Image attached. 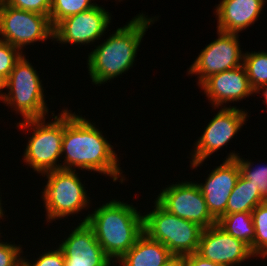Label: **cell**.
<instances>
[{"label": "cell", "instance_id": "10", "mask_svg": "<svg viewBox=\"0 0 267 266\" xmlns=\"http://www.w3.org/2000/svg\"><path fill=\"white\" fill-rule=\"evenodd\" d=\"M157 196L156 201L179 218L196 223L203 229L217 224L197 182H176L162 189Z\"/></svg>", "mask_w": 267, "mask_h": 266}, {"label": "cell", "instance_id": "23", "mask_svg": "<svg viewBox=\"0 0 267 266\" xmlns=\"http://www.w3.org/2000/svg\"><path fill=\"white\" fill-rule=\"evenodd\" d=\"M251 214L255 229L253 254L267 258V201L259 204Z\"/></svg>", "mask_w": 267, "mask_h": 266}, {"label": "cell", "instance_id": "19", "mask_svg": "<svg viewBox=\"0 0 267 266\" xmlns=\"http://www.w3.org/2000/svg\"><path fill=\"white\" fill-rule=\"evenodd\" d=\"M266 202L258 190L241 175L233 188L226 206V214L252 212Z\"/></svg>", "mask_w": 267, "mask_h": 266}, {"label": "cell", "instance_id": "12", "mask_svg": "<svg viewBox=\"0 0 267 266\" xmlns=\"http://www.w3.org/2000/svg\"><path fill=\"white\" fill-rule=\"evenodd\" d=\"M111 14L102 6L69 16L61 20L53 32V40L61 44L88 45L105 36L111 23Z\"/></svg>", "mask_w": 267, "mask_h": 266}, {"label": "cell", "instance_id": "32", "mask_svg": "<svg viewBox=\"0 0 267 266\" xmlns=\"http://www.w3.org/2000/svg\"><path fill=\"white\" fill-rule=\"evenodd\" d=\"M4 83H5V81L2 78H0V100L1 101H2L3 96H4V92H2L3 89H5L4 88Z\"/></svg>", "mask_w": 267, "mask_h": 266}, {"label": "cell", "instance_id": "31", "mask_svg": "<svg viewBox=\"0 0 267 266\" xmlns=\"http://www.w3.org/2000/svg\"><path fill=\"white\" fill-rule=\"evenodd\" d=\"M254 92H255L256 94H259L260 92H262V96H264V101H263V103H265L266 106H267V84L260 85L258 88H256V89L254 90Z\"/></svg>", "mask_w": 267, "mask_h": 266}, {"label": "cell", "instance_id": "3", "mask_svg": "<svg viewBox=\"0 0 267 266\" xmlns=\"http://www.w3.org/2000/svg\"><path fill=\"white\" fill-rule=\"evenodd\" d=\"M81 222H86L106 255L117 263L144 233L143 215L127 202L112 199L99 205Z\"/></svg>", "mask_w": 267, "mask_h": 266}, {"label": "cell", "instance_id": "22", "mask_svg": "<svg viewBox=\"0 0 267 266\" xmlns=\"http://www.w3.org/2000/svg\"><path fill=\"white\" fill-rule=\"evenodd\" d=\"M94 0H52L49 20L54 28L61 20L90 10L98 4Z\"/></svg>", "mask_w": 267, "mask_h": 266}, {"label": "cell", "instance_id": "13", "mask_svg": "<svg viewBox=\"0 0 267 266\" xmlns=\"http://www.w3.org/2000/svg\"><path fill=\"white\" fill-rule=\"evenodd\" d=\"M196 253L223 266H238L256 257L249 245L226 233L217 224L203 229Z\"/></svg>", "mask_w": 267, "mask_h": 266}, {"label": "cell", "instance_id": "16", "mask_svg": "<svg viewBox=\"0 0 267 266\" xmlns=\"http://www.w3.org/2000/svg\"><path fill=\"white\" fill-rule=\"evenodd\" d=\"M199 87L204 91L214 109L225 107L223 104L229 102L241 101L255 93L243 65L213 74L206 78Z\"/></svg>", "mask_w": 267, "mask_h": 266}, {"label": "cell", "instance_id": "24", "mask_svg": "<svg viewBox=\"0 0 267 266\" xmlns=\"http://www.w3.org/2000/svg\"><path fill=\"white\" fill-rule=\"evenodd\" d=\"M235 159L239 164L240 175L248 180V182L251 183L267 201V163L266 165L260 164L257 166L254 165L251 160H245L240 155Z\"/></svg>", "mask_w": 267, "mask_h": 266}, {"label": "cell", "instance_id": "33", "mask_svg": "<svg viewBox=\"0 0 267 266\" xmlns=\"http://www.w3.org/2000/svg\"><path fill=\"white\" fill-rule=\"evenodd\" d=\"M1 196V195H0ZM2 200H1V197H0V218L2 219V217L4 216V209H3V207H2Z\"/></svg>", "mask_w": 267, "mask_h": 266}, {"label": "cell", "instance_id": "7", "mask_svg": "<svg viewBox=\"0 0 267 266\" xmlns=\"http://www.w3.org/2000/svg\"><path fill=\"white\" fill-rule=\"evenodd\" d=\"M41 175L48 179L41 196L47 223L89 208L90 197L76 171L59 169Z\"/></svg>", "mask_w": 267, "mask_h": 266}, {"label": "cell", "instance_id": "15", "mask_svg": "<svg viewBox=\"0 0 267 266\" xmlns=\"http://www.w3.org/2000/svg\"><path fill=\"white\" fill-rule=\"evenodd\" d=\"M59 248L64 254V266H110L113 261L98 243L94 230L86 223H78Z\"/></svg>", "mask_w": 267, "mask_h": 266}, {"label": "cell", "instance_id": "9", "mask_svg": "<svg viewBox=\"0 0 267 266\" xmlns=\"http://www.w3.org/2000/svg\"><path fill=\"white\" fill-rule=\"evenodd\" d=\"M247 117H249L248 112L245 109L237 108L236 105L222 107L194 143V151L192 150L190 153V168L196 169L214 152L228 145L227 143L248 121Z\"/></svg>", "mask_w": 267, "mask_h": 266}, {"label": "cell", "instance_id": "26", "mask_svg": "<svg viewBox=\"0 0 267 266\" xmlns=\"http://www.w3.org/2000/svg\"><path fill=\"white\" fill-rule=\"evenodd\" d=\"M3 242L0 239V266H21L23 264V249L15 242Z\"/></svg>", "mask_w": 267, "mask_h": 266}, {"label": "cell", "instance_id": "25", "mask_svg": "<svg viewBox=\"0 0 267 266\" xmlns=\"http://www.w3.org/2000/svg\"><path fill=\"white\" fill-rule=\"evenodd\" d=\"M22 55L23 53L18 48L0 40V78L4 81L8 78Z\"/></svg>", "mask_w": 267, "mask_h": 266}, {"label": "cell", "instance_id": "29", "mask_svg": "<svg viewBox=\"0 0 267 266\" xmlns=\"http://www.w3.org/2000/svg\"><path fill=\"white\" fill-rule=\"evenodd\" d=\"M183 266H223L202 258L197 253L181 256Z\"/></svg>", "mask_w": 267, "mask_h": 266}, {"label": "cell", "instance_id": "2", "mask_svg": "<svg viewBox=\"0 0 267 266\" xmlns=\"http://www.w3.org/2000/svg\"><path fill=\"white\" fill-rule=\"evenodd\" d=\"M158 19L140 13L95 46L87 59L92 84L100 86L128 72L135 63L145 32Z\"/></svg>", "mask_w": 267, "mask_h": 266}, {"label": "cell", "instance_id": "17", "mask_svg": "<svg viewBox=\"0 0 267 266\" xmlns=\"http://www.w3.org/2000/svg\"><path fill=\"white\" fill-rule=\"evenodd\" d=\"M267 0H221L216 6L217 31L240 33L255 24Z\"/></svg>", "mask_w": 267, "mask_h": 266}, {"label": "cell", "instance_id": "4", "mask_svg": "<svg viewBox=\"0 0 267 266\" xmlns=\"http://www.w3.org/2000/svg\"><path fill=\"white\" fill-rule=\"evenodd\" d=\"M53 112L51 122L46 123V118H40L21 120L16 124L20 130H26L25 128L27 132L33 130L32 136L28 138L22 160L39 174L61 169L59 159L62 157L64 109L56 116Z\"/></svg>", "mask_w": 267, "mask_h": 266}, {"label": "cell", "instance_id": "6", "mask_svg": "<svg viewBox=\"0 0 267 266\" xmlns=\"http://www.w3.org/2000/svg\"><path fill=\"white\" fill-rule=\"evenodd\" d=\"M153 207L143 213L144 233L166 246L174 256L196 253L203 228L168 212L156 200Z\"/></svg>", "mask_w": 267, "mask_h": 266}, {"label": "cell", "instance_id": "28", "mask_svg": "<svg viewBox=\"0 0 267 266\" xmlns=\"http://www.w3.org/2000/svg\"><path fill=\"white\" fill-rule=\"evenodd\" d=\"M56 250H44L35 261L28 260L23 257L24 266H64V254L63 251L57 247ZM33 264H31V263Z\"/></svg>", "mask_w": 267, "mask_h": 266}, {"label": "cell", "instance_id": "20", "mask_svg": "<svg viewBox=\"0 0 267 266\" xmlns=\"http://www.w3.org/2000/svg\"><path fill=\"white\" fill-rule=\"evenodd\" d=\"M217 225L234 238L244 241L253 253L255 229L251 212L225 214L217 220Z\"/></svg>", "mask_w": 267, "mask_h": 266}, {"label": "cell", "instance_id": "8", "mask_svg": "<svg viewBox=\"0 0 267 266\" xmlns=\"http://www.w3.org/2000/svg\"><path fill=\"white\" fill-rule=\"evenodd\" d=\"M54 28L49 17L36 12L24 11L7 5L0 0V40L18 48L35 42L53 41Z\"/></svg>", "mask_w": 267, "mask_h": 266}, {"label": "cell", "instance_id": "27", "mask_svg": "<svg viewBox=\"0 0 267 266\" xmlns=\"http://www.w3.org/2000/svg\"><path fill=\"white\" fill-rule=\"evenodd\" d=\"M7 5L24 11L36 12L49 17L52 0H3Z\"/></svg>", "mask_w": 267, "mask_h": 266}, {"label": "cell", "instance_id": "5", "mask_svg": "<svg viewBox=\"0 0 267 266\" xmlns=\"http://www.w3.org/2000/svg\"><path fill=\"white\" fill-rule=\"evenodd\" d=\"M26 55L15 63L13 70L5 80L2 102L13 108L24 120L45 118L48 115L42 80Z\"/></svg>", "mask_w": 267, "mask_h": 266}, {"label": "cell", "instance_id": "21", "mask_svg": "<svg viewBox=\"0 0 267 266\" xmlns=\"http://www.w3.org/2000/svg\"><path fill=\"white\" fill-rule=\"evenodd\" d=\"M243 66L254 90L267 84V52L247 51L244 53Z\"/></svg>", "mask_w": 267, "mask_h": 266}, {"label": "cell", "instance_id": "18", "mask_svg": "<svg viewBox=\"0 0 267 266\" xmlns=\"http://www.w3.org/2000/svg\"><path fill=\"white\" fill-rule=\"evenodd\" d=\"M173 256L166 246L143 233L117 263L120 266H162Z\"/></svg>", "mask_w": 267, "mask_h": 266}, {"label": "cell", "instance_id": "11", "mask_svg": "<svg viewBox=\"0 0 267 266\" xmlns=\"http://www.w3.org/2000/svg\"><path fill=\"white\" fill-rule=\"evenodd\" d=\"M218 38L199 53L188 69V75H197L198 86L209 76L243 65L244 52L239 34L217 31Z\"/></svg>", "mask_w": 267, "mask_h": 266}, {"label": "cell", "instance_id": "1", "mask_svg": "<svg viewBox=\"0 0 267 266\" xmlns=\"http://www.w3.org/2000/svg\"><path fill=\"white\" fill-rule=\"evenodd\" d=\"M95 124L78 113L76 115L75 112L64 109L61 151L64 161L61 169L94 171L111 177L113 182L121 177L119 182L122 184L126 179L121 172L118 155Z\"/></svg>", "mask_w": 267, "mask_h": 266}, {"label": "cell", "instance_id": "14", "mask_svg": "<svg viewBox=\"0 0 267 266\" xmlns=\"http://www.w3.org/2000/svg\"><path fill=\"white\" fill-rule=\"evenodd\" d=\"M239 153L230 152L220 166L208 174L205 183H198L208 210L218 220L226 214L228 198L240 176L238 161L235 159Z\"/></svg>", "mask_w": 267, "mask_h": 266}, {"label": "cell", "instance_id": "30", "mask_svg": "<svg viewBox=\"0 0 267 266\" xmlns=\"http://www.w3.org/2000/svg\"><path fill=\"white\" fill-rule=\"evenodd\" d=\"M162 266H183L181 256H173L168 262Z\"/></svg>", "mask_w": 267, "mask_h": 266}]
</instances>
